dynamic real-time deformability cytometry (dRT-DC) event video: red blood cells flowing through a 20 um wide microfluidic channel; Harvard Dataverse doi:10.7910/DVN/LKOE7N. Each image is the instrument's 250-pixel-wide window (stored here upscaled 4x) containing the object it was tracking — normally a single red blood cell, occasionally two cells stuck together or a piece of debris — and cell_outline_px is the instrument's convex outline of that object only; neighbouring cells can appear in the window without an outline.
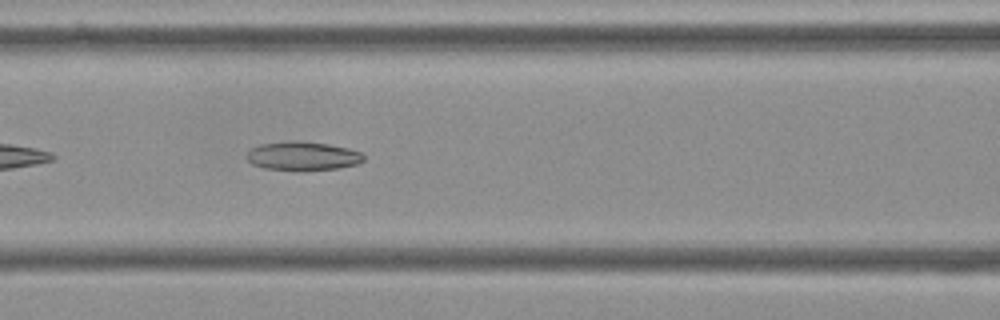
{"species": "Egyptian fruit bat (a non-hibernating species)", "species_latin": "Rousettus aegyptiacus", "temperature_condition": "cold", "stored_images_in_passage": 41, "camera_frame_rate_fps": 3000, "um_per_image_px": 0.085, "frame": {"image": 1, "passage_image": 9, "time_ms": 2.667, "image_size_px": [1000, 320], "cell_outline_px": [[364, 160], [356, 164], [340, 168], [300, 172], [296, 172], [264, 168], [252, 164], [244, 156], [252, 148], [260, 144], [288, 140], [300, 140], [328, 144], [348, 148], [360, 152], [364, 156]], "centroid_in_image_um": [25.7, 13.27], "position_along_channel_um": 140.9, "area_um2": 20.23}}
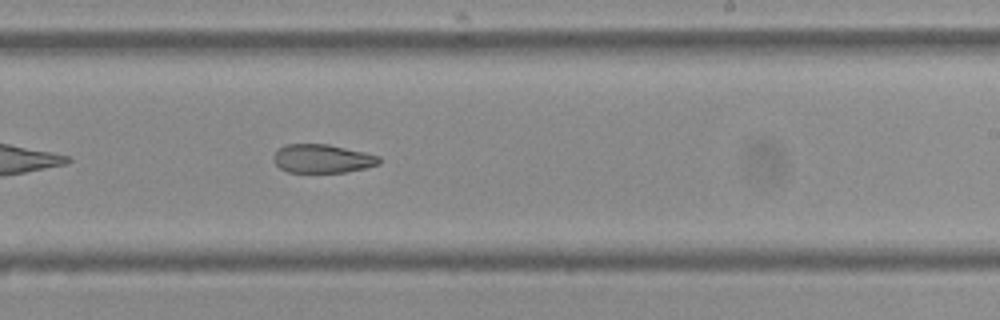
{"frame": {"image": 2, "passage_image": 19, "time_ms": 6.0, "image_size_px": [1000, 320], "cell_outline_px": [[380, 164], [364, 168], [344, 172], [288, 172], [280, 168], [272, 160], [272, 156], [276, 148], [284, 144], [328, 144], [364, 152], [380, 156]], "centroid_in_image_um": [27.34, 13.47], "position_along_channel_um": 261.7, "area_um2": 17.74}}
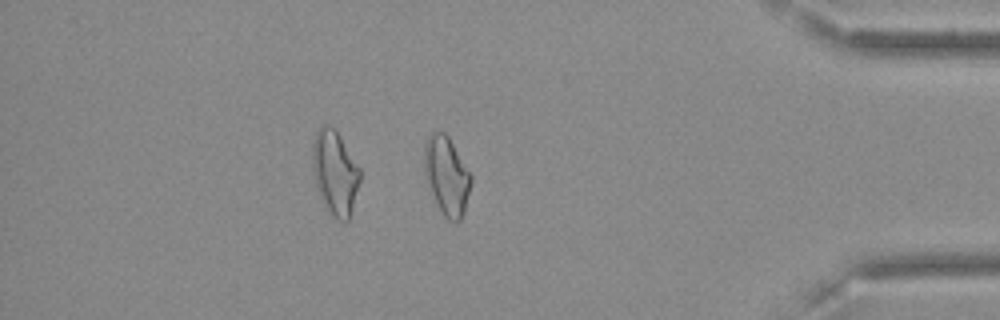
{"frame": {"image": 3, "passage_image": 33, "time_ms": 10.667, "image_size_px": [1000, 320], "cell_outline_px": [[472, 180], [464, 212], [460, 220], [448, 220], [444, 216], [424, 176], [424, 144], [428, 136], [432, 132], [444, 132], [448, 136], [472, 176]], "centroid_in_image_um": [37.96, 14.9], "position_along_channel_um": 397.2, "area_um2": 20.98}, "authors_computed_cell_mechanics": {"area_um2": 19.9988, "velocity_mm_per_s": 3.6307, "shape_relaxation_time_tau1_ms": null, "shape_relaxation_time_tau2_ms": 7.7188, "deformation_change_tau1": null, "deformation_change_tau2": 0.1628}}